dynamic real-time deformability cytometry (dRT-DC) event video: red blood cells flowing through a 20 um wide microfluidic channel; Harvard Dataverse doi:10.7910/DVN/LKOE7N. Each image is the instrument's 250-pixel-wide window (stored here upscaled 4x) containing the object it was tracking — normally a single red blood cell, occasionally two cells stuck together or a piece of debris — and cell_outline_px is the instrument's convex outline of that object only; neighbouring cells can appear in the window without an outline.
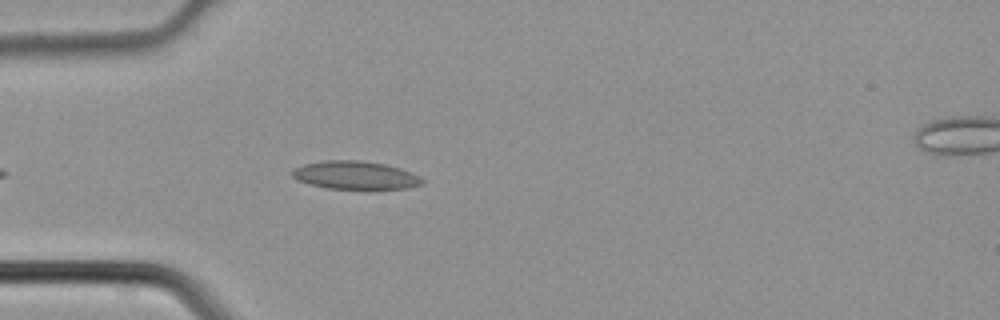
{"species": "common noctule bat (a hibernating species)", "species_latin": "Nyctalus noctula", "temperature_condition": "cold", "stored_images_in_passage": 2, "camera_frame_rate_fps": 3000, "um_per_image_px": 0.085, "animal": {"sex": "male", "body_mass_g": 21.5, "forearm_length_mm": 52.0}, "frame": {"image": 1, "passage_image": 1, "time_ms": 0.0, "image_size_px": [1000, 320], "cell_outline_px": [[424, 184], [408, 188], [368, 192], [328, 188], [308, 184], [296, 180], [292, 176], [292, 172], [296, 168], [304, 164], [324, 160], [360, 160], [384, 164], [400, 168], [420, 176], [424, 180]], "centroid_in_image_um": [30.26, 14.95], "position_along_channel_um": 54.7, "area_um2": 22.31}}